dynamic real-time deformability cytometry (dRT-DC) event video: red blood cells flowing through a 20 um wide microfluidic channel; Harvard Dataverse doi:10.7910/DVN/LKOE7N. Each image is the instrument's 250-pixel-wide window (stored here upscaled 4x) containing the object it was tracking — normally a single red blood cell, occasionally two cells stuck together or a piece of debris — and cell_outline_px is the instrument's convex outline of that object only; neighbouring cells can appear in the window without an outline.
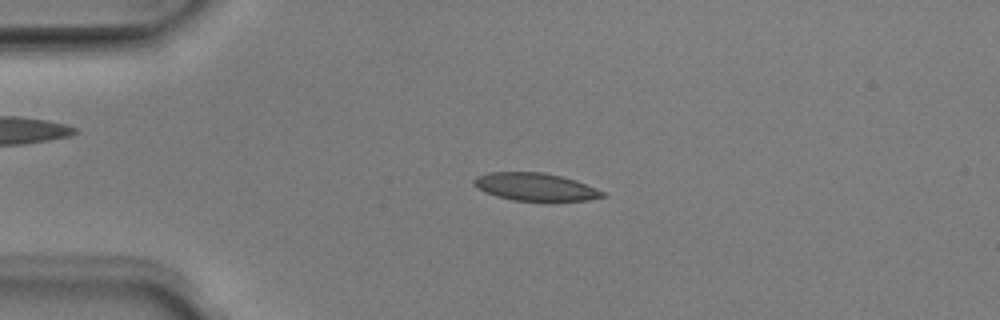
{"species": "Egyptian fruit bat (a non-hibernating species)", "species_latin": "Rousettus aegyptiacus", "temperature_condition": "room temperature", "stored_images_in_passage": 31, "camera_frame_rate_fps": 3000, "um_per_image_px": 0.085, "animal": {"sex": "male"}, "frame": {"image": 1, "passage_image": 11, "time_ms": 3.333, "image_size_px": [1000, 320], "cell_outline_px": [[604, 196], [588, 200], [512, 200], [496, 196], [484, 192], [472, 184], [472, 180], [476, 176], [488, 172], [540, 172], [560, 176], [576, 180], [604, 192]], "centroid_in_image_um": [45.42, 15.87], "position_along_channel_um": 39.6, "area_um2": 20.52}}
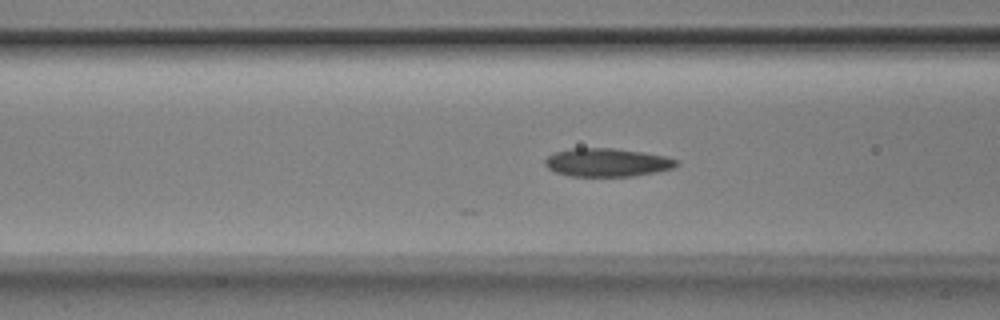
{"frame": {"image": 2, "passage_image": 19, "time_ms": 6.0, "image_size_px": [1000, 320], "cell_outline_px": [[680, 164], [676, 168], [656, 172], [632, 176], [568, 176], [556, 172], [548, 168], [544, 164], [544, 160], [552, 152], [572, 148], [612, 148], [644, 152], [664, 156], [680, 160]], "centroid_in_image_um": [51.62, 13.8], "position_along_channel_um": 115.0, "area_um2": 21.96}}
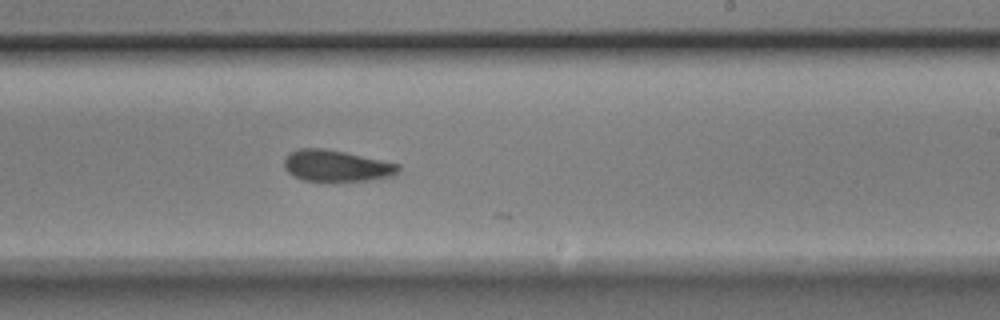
{"frame": {"image": 3, "passage_image": 30, "time_ms": 9.667, "image_size_px": [1000, 320], "cell_outline_px": [[400, 172], [392, 176], [372, 180], [332, 184], [304, 180], [292, 176], [284, 168], [284, 160], [288, 152], [300, 148], [324, 148], [344, 152], [400, 164]], "centroid_in_image_um": [28.58, 14.14], "position_along_channel_um": 260.4, "area_um2": 21.79}}